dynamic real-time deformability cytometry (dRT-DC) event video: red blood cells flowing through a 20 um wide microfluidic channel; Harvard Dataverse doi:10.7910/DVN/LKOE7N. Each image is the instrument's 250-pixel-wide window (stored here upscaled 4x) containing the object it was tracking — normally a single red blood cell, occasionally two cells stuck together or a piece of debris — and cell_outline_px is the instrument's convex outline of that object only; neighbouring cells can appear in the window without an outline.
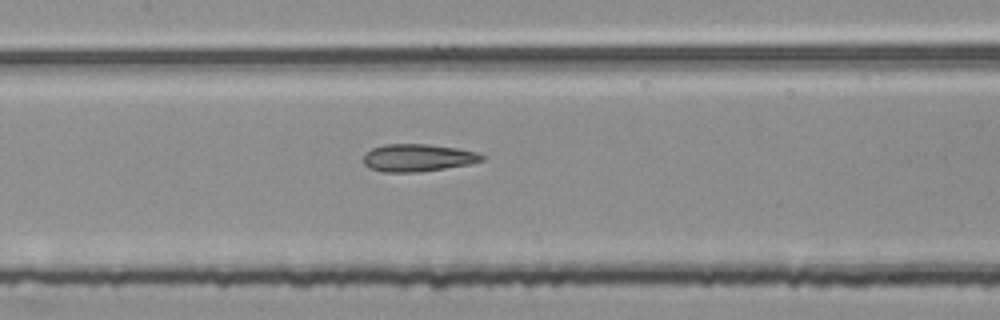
{"species": "common noctule bat (a hibernating species)", "species_latin": "Nyctalus noctula", "temperature_condition": "room temperature", "stored_images_in_passage": 53, "segment_of_instrument_passage": [2, 2], "camera_frame_rate_fps": 3000, "um_per_image_px": 0.085, "animal": {"sex": "female", "body_mass_g": 25.1}, "frame": {"image": 1, "passage_image": 25, "time_ms": 8.0, "image_size_px": [1000, 320], "cell_outline_px": [[488, 156], [484, 160], [468, 164], [420, 172], [384, 172], [368, 168], [364, 164], [364, 152], [372, 148], [384, 144], [428, 144], [460, 148], [476, 152]], "centroid_in_image_um": [35.52, 13.4], "position_along_channel_um": 171.9, "area_um2": 19.19}}
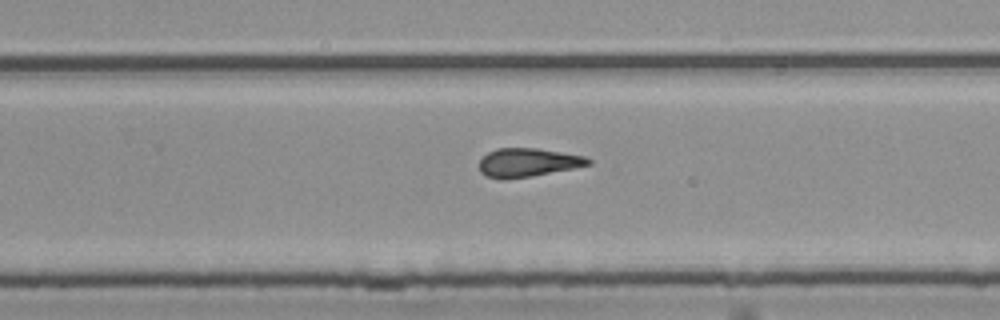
{"frame": {"image": 2, "passage_image": 34, "time_ms": 11.0, "image_size_px": [1000, 320], "cell_outline_px": [[592, 164], [532, 176], [504, 180], [500, 180], [484, 176], [480, 172], [480, 160], [488, 152], [496, 148], [536, 148], [584, 156], [592, 160]], "centroid_in_image_um": [44.82, 13.82], "position_along_channel_um": 285.0, "area_um2": 18.21}}
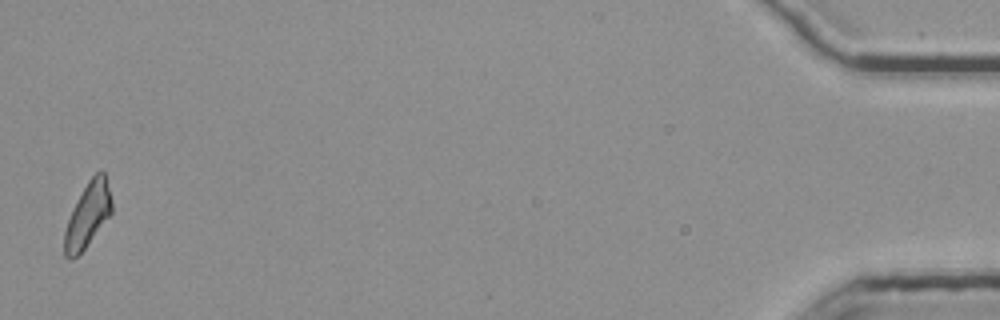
{"frame": {"image": 3, "passage_image": 53, "time_ms": 17.333, "image_size_px": [1000, 320], "cell_outline_px": [[112, 212], [84, 248], [72, 260], [68, 260], [64, 256], [64, 232], [72, 208], [88, 180], [100, 168], [104, 172], [112, 200]], "centroid_in_image_um": [7.44, 18.26], "position_along_channel_um": 427.8, "area_um2": 17.63}}